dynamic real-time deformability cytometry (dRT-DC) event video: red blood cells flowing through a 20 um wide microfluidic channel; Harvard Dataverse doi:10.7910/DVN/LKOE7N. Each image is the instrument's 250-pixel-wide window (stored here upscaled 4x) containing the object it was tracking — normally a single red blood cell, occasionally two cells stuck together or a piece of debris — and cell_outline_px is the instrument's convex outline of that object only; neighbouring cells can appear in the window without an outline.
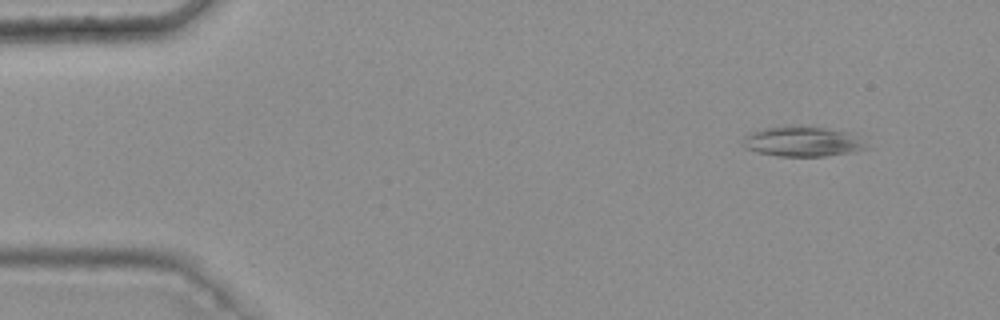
{"species": "common noctule bat (a hibernating species)", "species_latin": "Nyctalus noctula", "temperature_condition": "warm", "stored_images_in_passage": 5, "camera_frame_rate_fps": 3000, "um_per_image_px": 0.085, "animal": {"sex": "female", "body_mass_g": 25.1}, "frame": {"image": 1, "passage_image": 2, "time_ms": 0.333, "image_size_px": [1000, 320], "cell_outline_px": [[872, 148], [856, 152], [824, 156], [776, 156], [756, 152], [748, 148], [744, 144], [744, 136], [748, 132], [764, 128], [820, 128], [852, 132], [868, 136]], "centroid_in_image_um": [68.45, 12.06], "position_along_channel_um": 16.6, "area_um2": 21.85}}
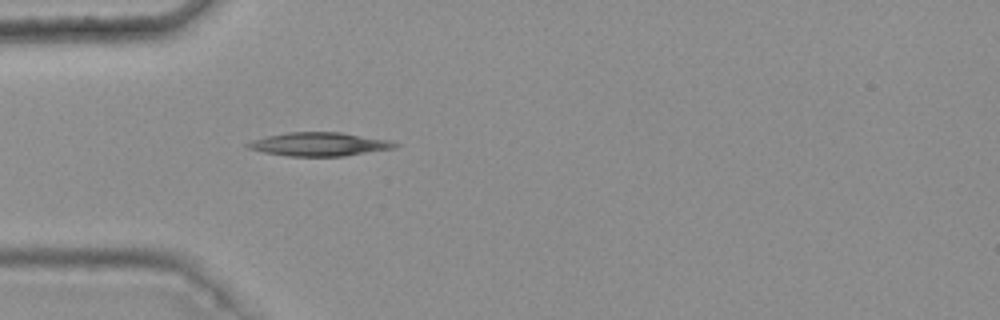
{"frame": {"image": 2, "passage_image": 5, "time_ms": 1.333, "image_size_px": [1000, 320], "cell_outline_px": [[400, 144], [396, 148], [344, 156], [288, 156], [264, 152], [248, 148], [244, 144], [252, 140], [268, 136], [288, 132], [340, 132], [388, 140]], "centroid_in_image_um": [27.14, 12.26], "position_along_channel_um": 57.9, "area_um2": 20.11}}